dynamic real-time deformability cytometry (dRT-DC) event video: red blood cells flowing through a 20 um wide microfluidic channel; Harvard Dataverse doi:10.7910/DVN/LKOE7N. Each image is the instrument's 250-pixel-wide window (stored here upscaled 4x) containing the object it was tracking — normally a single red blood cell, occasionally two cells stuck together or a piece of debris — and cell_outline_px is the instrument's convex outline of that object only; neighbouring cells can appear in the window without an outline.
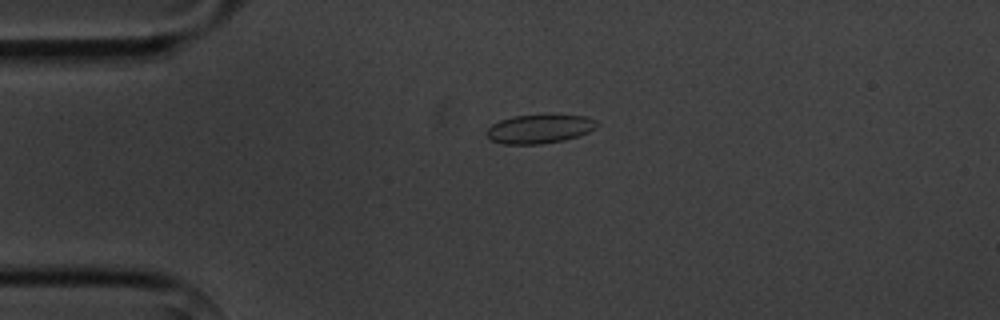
{"species": "common noctule bat (a hibernating species)", "species_latin": "Nyctalus noctula", "temperature_condition": "cold", "stored_images_in_passage": 3, "camera_frame_rate_fps": 3000, "um_per_image_px": 0.085, "animal": {"sex": "male", "body_mass_g": 20.1, "forearm_length_mm": 53.5}, "frame": {"image": 1, "passage_image": 1, "time_ms": 0.0, "image_size_px": [1000, 320], "cell_outline_px": [[600, 124], [596, 128], [588, 132], [564, 140], [540, 144], [504, 144], [492, 140], [484, 132], [492, 124], [500, 120], [512, 116], [544, 112], [588, 116], [596, 120]], "centroid_in_image_um": [45.89, 10.9], "position_along_channel_um": 39.1, "area_um2": 19.36}}
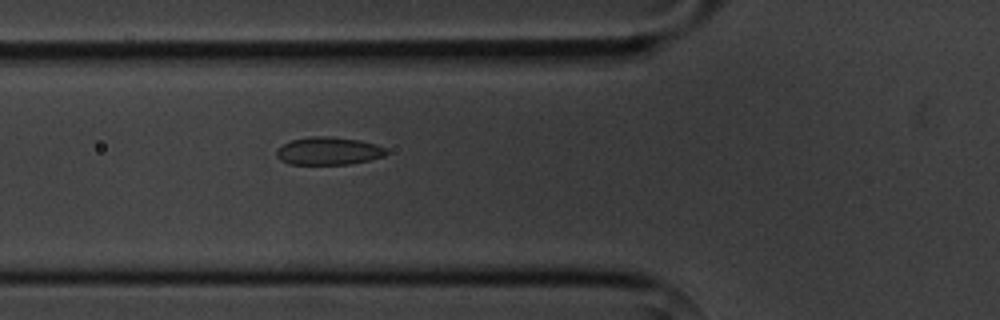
{"frame": {"image": 2, "passage_image": 3, "time_ms": 2.333, "image_size_px": [1000, 320], "cell_outline_px": [[388, 152], [384, 156], [368, 160], [348, 164], [288, 164], [280, 160], [276, 156], [276, 152], [284, 144], [292, 140], [312, 136], [328, 136], [360, 140], [376, 144], [388, 148]], "centroid_in_image_um": [27.95, 12.83], "position_along_channel_um": 97.8, "area_um2": 17.74}}